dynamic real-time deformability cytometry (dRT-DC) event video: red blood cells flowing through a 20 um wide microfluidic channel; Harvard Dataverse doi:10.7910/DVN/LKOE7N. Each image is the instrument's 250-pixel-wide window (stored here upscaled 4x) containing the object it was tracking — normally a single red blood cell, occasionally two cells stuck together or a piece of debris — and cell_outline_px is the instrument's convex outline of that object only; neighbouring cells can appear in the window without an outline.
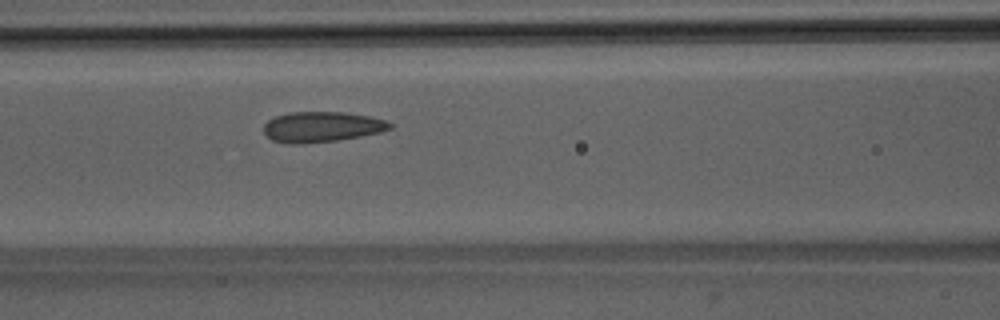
{"species": "Egyptian fruit bat (a non-hibernating species)", "species_latin": "Rousettus aegyptiacus", "temperature_condition": "room temperature", "stored_images_in_passage": 45, "camera_frame_rate_fps": 3000, "um_per_image_px": 0.085, "animal": {"sex": "male"}, "frame": {"image": 1, "passage_image": 16, "time_ms": 5.0, "image_size_px": [1000, 320], "cell_outline_px": [[392, 128], [380, 132], [360, 136], [336, 140], [304, 144], [288, 144], [272, 140], [264, 132], [264, 124], [268, 120], [276, 116], [292, 112], [344, 112], [368, 116], [388, 120], [392, 124]], "centroid_in_image_um": [27.35, 10.78], "position_along_channel_um": 139.2, "area_um2": 22.37}}
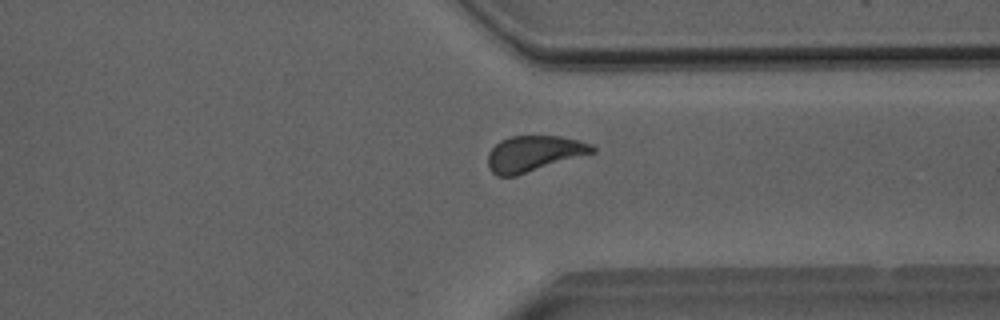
{"frame": {"image": 2, "passage_image": 33, "time_ms": 10.667, "image_size_px": [1000, 320], "cell_outline_px": [[596, 152], [516, 176], [496, 176], [488, 168], [488, 152], [500, 140], [512, 136], [560, 136], [576, 140], [588, 144], [596, 148]], "centroid_in_image_um": [45.34, 13.06], "position_along_channel_um": 366.1, "area_um2": 21.68}}
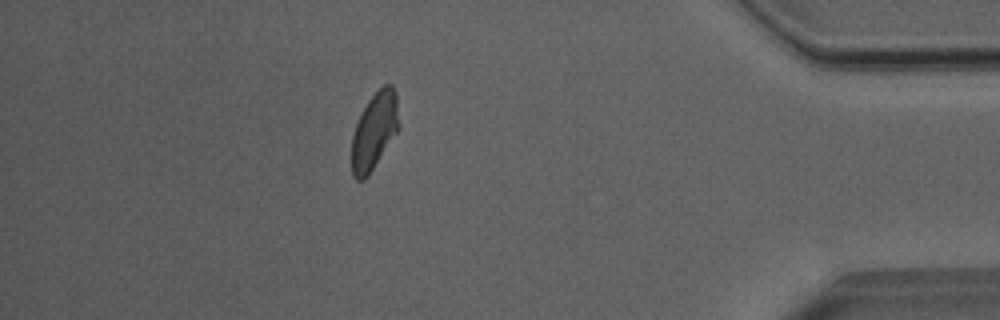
{"frame": {"image": 3, "passage_image": 39, "time_ms": 12.667, "image_size_px": [1000, 320], "cell_outline_px": [[400, 128], [368, 176], [364, 180], [356, 180], [352, 176], [352, 136], [356, 124], [368, 100], [384, 84], [392, 84], [396, 92]], "centroid_in_image_um": [31.84, 11.14], "position_along_channel_um": 403.4, "area_um2": 21.15}, "authors_computed_cell_mechanics": {"area_um2": 21.964, "velocity_mm_per_s": 4.0051, "shape_relaxation_time_tau1_ms": 10.6533, "shape_relaxation_time_tau2_ms": 1.2981, "deformation_change_tau1": 0.1853, "deformation_change_tau2": 0.0744}}